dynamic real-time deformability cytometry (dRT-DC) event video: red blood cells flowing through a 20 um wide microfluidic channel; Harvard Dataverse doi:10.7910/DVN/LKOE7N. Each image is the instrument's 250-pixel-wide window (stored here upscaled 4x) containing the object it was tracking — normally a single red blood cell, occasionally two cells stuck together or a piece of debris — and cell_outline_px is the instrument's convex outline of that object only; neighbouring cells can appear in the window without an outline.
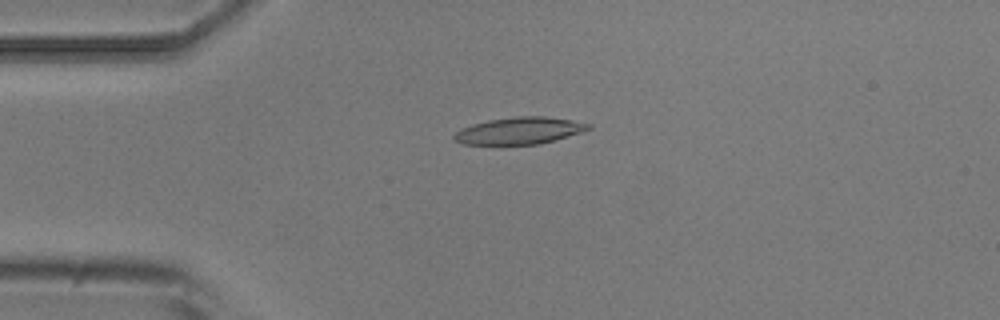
{"species": "common noctule bat (a hibernating species)", "species_latin": "Nyctalus noctula", "temperature_condition": "room temperature", "stored_images_in_passage": 4, "camera_frame_rate_fps": 3000, "um_per_image_px": 0.085, "animal": {"sex": "male", "body_mass_g": 20.5, "forearm_length_mm": 52.5}, "frame": {"image": 1, "passage_image": 4, "time_ms": 3.667, "image_size_px": [1000, 320], "cell_outline_px": [[592, 128], [568, 136], [536, 144], [464, 144], [456, 140], [452, 136], [460, 128], [472, 124], [488, 120], [516, 116], [544, 116], [572, 120], [592, 124]], "centroid_in_image_um": [44.14, 11.09], "position_along_channel_um": 40.9, "area_um2": 20.87}}